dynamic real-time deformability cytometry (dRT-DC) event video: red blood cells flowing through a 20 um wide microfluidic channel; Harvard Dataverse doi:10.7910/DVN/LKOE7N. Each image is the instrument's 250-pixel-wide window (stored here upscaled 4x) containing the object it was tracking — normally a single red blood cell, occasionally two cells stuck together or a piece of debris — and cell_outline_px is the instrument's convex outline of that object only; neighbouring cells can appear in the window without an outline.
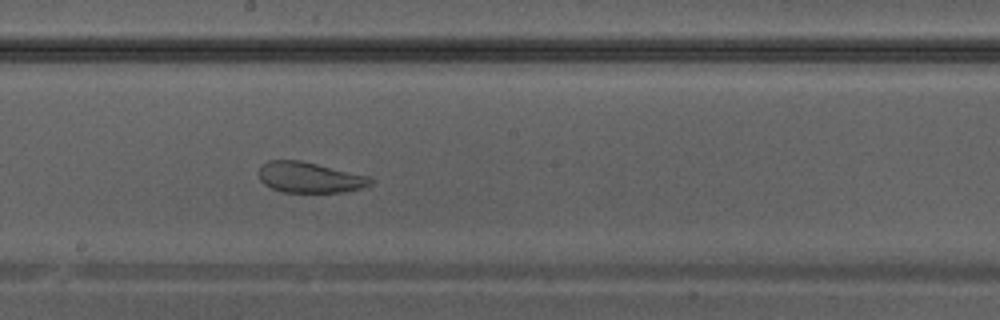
{"species": "Egyptian fruit bat (a non-hibernating species)", "species_latin": "Rousettus aegyptiacus", "temperature_condition": "warm", "stored_images_in_passage": 33, "camera_frame_rate_fps": 3000, "um_per_image_px": 0.085, "animal": {"sex": "male"}, "frame": {"image": 1, "passage_image": 15, "time_ms": 4.667, "image_size_px": [1000, 320], "cell_outline_px": [[372, 184], [360, 188], [344, 192], [284, 192], [272, 188], [264, 184], [260, 180], [260, 164], [268, 160], [300, 160], [368, 176], [372, 180]], "centroid_in_image_um": [26.29, 15.08], "position_along_channel_um": 221.9, "area_um2": 19.77}}